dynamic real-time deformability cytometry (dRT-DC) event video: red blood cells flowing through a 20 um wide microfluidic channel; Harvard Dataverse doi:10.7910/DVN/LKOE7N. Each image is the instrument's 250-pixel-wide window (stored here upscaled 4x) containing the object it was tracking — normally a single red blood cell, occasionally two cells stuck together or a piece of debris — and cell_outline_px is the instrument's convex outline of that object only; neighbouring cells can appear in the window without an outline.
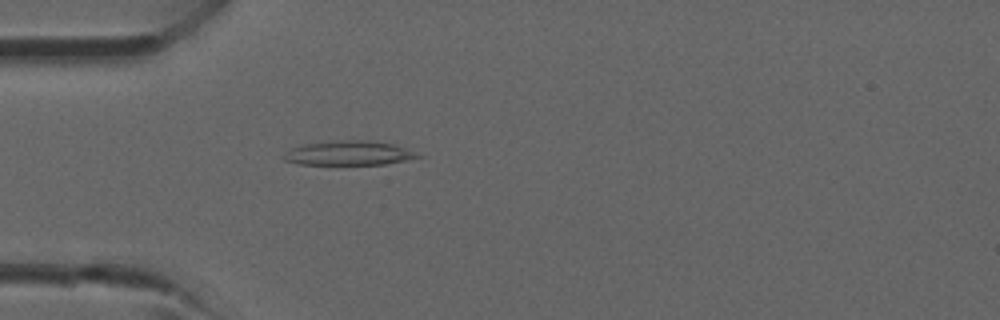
{"species": "common noctule bat (a hibernating species)", "species_latin": "Nyctalus noctula", "temperature_condition": "room temperature", "stored_images_in_passage": 39, "camera_frame_rate_fps": 3000, "um_per_image_px": 0.085, "animal": {"sex": "male", "forearm_length_mm": 52.5}, "frame": {"image": 1, "passage_image": 10, "time_ms": 3.0, "image_size_px": [1000, 320], "cell_outline_px": [[424, 156], [384, 164], [300, 164], [284, 160], [280, 156], [292, 148], [304, 144], [340, 140], [368, 140], [392, 144], [404, 148]], "centroid_in_image_um": [29.6, 13.01], "position_along_channel_um": 55.4, "area_um2": 18.73}}
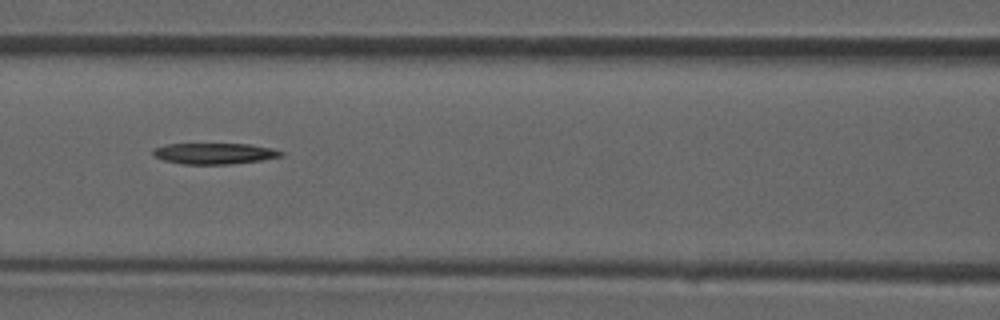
{"frame": {"image": 2, "passage_image": 16, "time_ms": 5.0, "image_size_px": [1000, 320], "cell_outline_px": [[284, 156], [264, 160], [228, 164], [180, 164], [164, 160], [152, 156], [152, 148], [168, 144], [248, 144], [272, 148], [284, 152]], "centroid_in_image_um": [18.22, 13.05], "position_along_channel_um": 148.4, "area_um2": 15.84}}
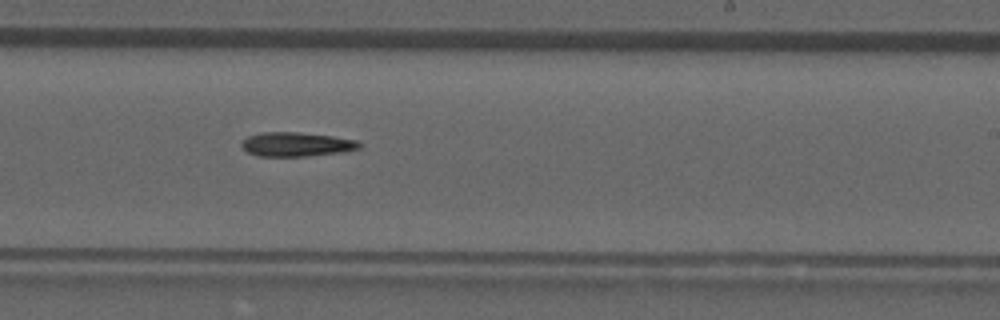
{"frame": {"image": 3, "passage_image": 23, "time_ms": 7.333, "image_size_px": [1000, 320], "cell_outline_px": [[364, 144], [360, 148], [344, 152], [308, 156], [256, 156], [248, 152], [240, 144], [248, 136], [260, 132], [296, 132], [332, 136], [356, 140]], "centroid_in_image_um": [25.22, 12.27], "position_along_channel_um": 263.8, "area_um2": 16.65}}